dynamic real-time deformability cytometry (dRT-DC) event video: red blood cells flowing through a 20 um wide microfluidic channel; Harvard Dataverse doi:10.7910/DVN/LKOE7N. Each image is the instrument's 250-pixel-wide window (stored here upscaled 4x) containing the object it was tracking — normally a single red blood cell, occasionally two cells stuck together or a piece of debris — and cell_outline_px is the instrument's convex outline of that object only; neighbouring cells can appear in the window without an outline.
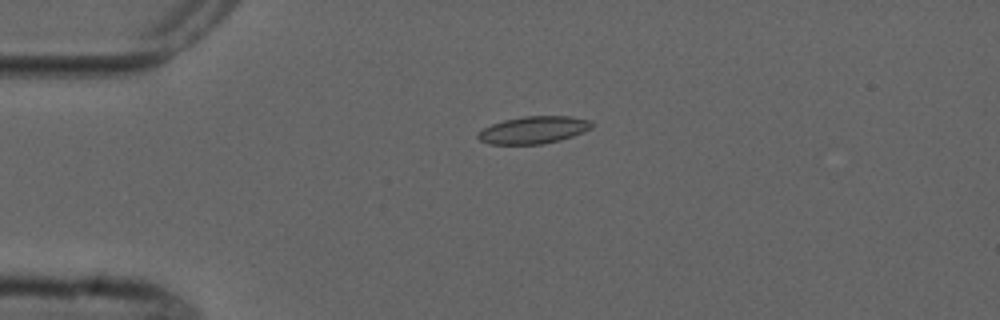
{"species": "common noctule bat (a hibernating species)", "species_latin": "Nyctalus noctula", "temperature_condition": "cold", "stored_images_in_passage": 5, "camera_frame_rate_fps": 3000, "um_per_image_px": 0.085, "animal": {"sex": "male", "forearm_length_mm": 52.5}, "frame": {"image": 1, "passage_image": 4, "time_ms": 3.333, "image_size_px": [1000, 320], "cell_outline_px": [[596, 124], [592, 128], [584, 132], [560, 140], [540, 144], [488, 144], [480, 140], [476, 136], [476, 132], [492, 124], [504, 120], [524, 116], [572, 116], [592, 120]], "centroid_in_image_um": [45.39, 11.04], "position_along_channel_um": 39.6, "area_um2": 18.32}}